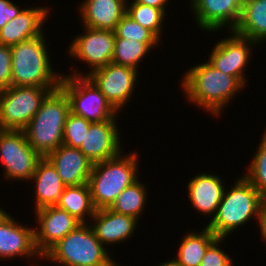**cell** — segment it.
<instances>
[{
    "label": "cell",
    "mask_w": 266,
    "mask_h": 266,
    "mask_svg": "<svg viewBox=\"0 0 266 266\" xmlns=\"http://www.w3.org/2000/svg\"><path fill=\"white\" fill-rule=\"evenodd\" d=\"M205 62L185 72L181 87L189 103L218 117L245 86L235 76L227 75L208 61Z\"/></svg>",
    "instance_id": "1"
},
{
    "label": "cell",
    "mask_w": 266,
    "mask_h": 266,
    "mask_svg": "<svg viewBox=\"0 0 266 266\" xmlns=\"http://www.w3.org/2000/svg\"><path fill=\"white\" fill-rule=\"evenodd\" d=\"M45 38L43 32L11 46V86L60 87L63 75L51 67Z\"/></svg>",
    "instance_id": "2"
},
{
    "label": "cell",
    "mask_w": 266,
    "mask_h": 266,
    "mask_svg": "<svg viewBox=\"0 0 266 266\" xmlns=\"http://www.w3.org/2000/svg\"><path fill=\"white\" fill-rule=\"evenodd\" d=\"M70 112L69 98L59 87L46 97L24 129L28 143L41 157H47L63 144L64 126Z\"/></svg>",
    "instance_id": "3"
},
{
    "label": "cell",
    "mask_w": 266,
    "mask_h": 266,
    "mask_svg": "<svg viewBox=\"0 0 266 266\" xmlns=\"http://www.w3.org/2000/svg\"><path fill=\"white\" fill-rule=\"evenodd\" d=\"M92 165L89 187L95 208H109L115 199L139 178L138 153L122 154ZM122 155V156H121Z\"/></svg>",
    "instance_id": "4"
},
{
    "label": "cell",
    "mask_w": 266,
    "mask_h": 266,
    "mask_svg": "<svg viewBox=\"0 0 266 266\" xmlns=\"http://www.w3.org/2000/svg\"><path fill=\"white\" fill-rule=\"evenodd\" d=\"M234 184L229 191L224 190L217 213L207 224V227L219 238H226L254 216L259 222L264 198L244 175Z\"/></svg>",
    "instance_id": "5"
},
{
    "label": "cell",
    "mask_w": 266,
    "mask_h": 266,
    "mask_svg": "<svg viewBox=\"0 0 266 266\" xmlns=\"http://www.w3.org/2000/svg\"><path fill=\"white\" fill-rule=\"evenodd\" d=\"M110 256L90 224L81 223L40 259L63 266H119Z\"/></svg>",
    "instance_id": "6"
},
{
    "label": "cell",
    "mask_w": 266,
    "mask_h": 266,
    "mask_svg": "<svg viewBox=\"0 0 266 266\" xmlns=\"http://www.w3.org/2000/svg\"><path fill=\"white\" fill-rule=\"evenodd\" d=\"M60 88L69 98L70 111L91 123L119 117L118 112L88 76L63 75Z\"/></svg>",
    "instance_id": "7"
},
{
    "label": "cell",
    "mask_w": 266,
    "mask_h": 266,
    "mask_svg": "<svg viewBox=\"0 0 266 266\" xmlns=\"http://www.w3.org/2000/svg\"><path fill=\"white\" fill-rule=\"evenodd\" d=\"M59 87L10 86L0 91V126L24 130L46 97Z\"/></svg>",
    "instance_id": "8"
},
{
    "label": "cell",
    "mask_w": 266,
    "mask_h": 266,
    "mask_svg": "<svg viewBox=\"0 0 266 266\" xmlns=\"http://www.w3.org/2000/svg\"><path fill=\"white\" fill-rule=\"evenodd\" d=\"M0 160L7 180H31L42 158L28 143L24 130L0 131Z\"/></svg>",
    "instance_id": "9"
},
{
    "label": "cell",
    "mask_w": 266,
    "mask_h": 266,
    "mask_svg": "<svg viewBox=\"0 0 266 266\" xmlns=\"http://www.w3.org/2000/svg\"><path fill=\"white\" fill-rule=\"evenodd\" d=\"M84 31L81 35H77L72 40L69 47L70 56L79 61H83L90 66L89 71L84 75L81 72L69 75L74 76H88L94 70L105 67L112 61L114 54V46L116 34L115 31L94 29L90 27H83Z\"/></svg>",
    "instance_id": "10"
},
{
    "label": "cell",
    "mask_w": 266,
    "mask_h": 266,
    "mask_svg": "<svg viewBox=\"0 0 266 266\" xmlns=\"http://www.w3.org/2000/svg\"><path fill=\"white\" fill-rule=\"evenodd\" d=\"M138 72L139 70L110 62L105 67L94 70L88 77L118 112L134 95Z\"/></svg>",
    "instance_id": "11"
},
{
    "label": "cell",
    "mask_w": 266,
    "mask_h": 266,
    "mask_svg": "<svg viewBox=\"0 0 266 266\" xmlns=\"http://www.w3.org/2000/svg\"><path fill=\"white\" fill-rule=\"evenodd\" d=\"M229 33L232 35L228 36L230 38H223L212 48L208 62L217 70L235 76L245 86L247 82L245 69L250 64L252 47L258 44L234 31H229Z\"/></svg>",
    "instance_id": "12"
},
{
    "label": "cell",
    "mask_w": 266,
    "mask_h": 266,
    "mask_svg": "<svg viewBox=\"0 0 266 266\" xmlns=\"http://www.w3.org/2000/svg\"><path fill=\"white\" fill-rule=\"evenodd\" d=\"M35 214L39 224L38 229H34L35 246L41 256L81 224L74 216L57 205L40 208Z\"/></svg>",
    "instance_id": "13"
},
{
    "label": "cell",
    "mask_w": 266,
    "mask_h": 266,
    "mask_svg": "<svg viewBox=\"0 0 266 266\" xmlns=\"http://www.w3.org/2000/svg\"><path fill=\"white\" fill-rule=\"evenodd\" d=\"M243 3L244 0H191L189 4L198 27L203 31L216 32L228 25V31H234Z\"/></svg>",
    "instance_id": "14"
},
{
    "label": "cell",
    "mask_w": 266,
    "mask_h": 266,
    "mask_svg": "<svg viewBox=\"0 0 266 266\" xmlns=\"http://www.w3.org/2000/svg\"><path fill=\"white\" fill-rule=\"evenodd\" d=\"M117 118L90 124L79 149L93 164L115 157L122 152Z\"/></svg>",
    "instance_id": "15"
},
{
    "label": "cell",
    "mask_w": 266,
    "mask_h": 266,
    "mask_svg": "<svg viewBox=\"0 0 266 266\" xmlns=\"http://www.w3.org/2000/svg\"><path fill=\"white\" fill-rule=\"evenodd\" d=\"M35 228L25 227L7 214L0 220V258L42 257L35 246Z\"/></svg>",
    "instance_id": "16"
},
{
    "label": "cell",
    "mask_w": 266,
    "mask_h": 266,
    "mask_svg": "<svg viewBox=\"0 0 266 266\" xmlns=\"http://www.w3.org/2000/svg\"><path fill=\"white\" fill-rule=\"evenodd\" d=\"M49 8L34 7L23 10L0 29V44L13 46L43 33Z\"/></svg>",
    "instance_id": "17"
},
{
    "label": "cell",
    "mask_w": 266,
    "mask_h": 266,
    "mask_svg": "<svg viewBox=\"0 0 266 266\" xmlns=\"http://www.w3.org/2000/svg\"><path fill=\"white\" fill-rule=\"evenodd\" d=\"M47 158L66 186L88 183L93 163L79 149L60 145Z\"/></svg>",
    "instance_id": "18"
},
{
    "label": "cell",
    "mask_w": 266,
    "mask_h": 266,
    "mask_svg": "<svg viewBox=\"0 0 266 266\" xmlns=\"http://www.w3.org/2000/svg\"><path fill=\"white\" fill-rule=\"evenodd\" d=\"M91 219L90 222L94 221V224L90 223V226L104 246L122 243L133 236L138 222L134 217L116 213L109 208L96 210Z\"/></svg>",
    "instance_id": "19"
},
{
    "label": "cell",
    "mask_w": 266,
    "mask_h": 266,
    "mask_svg": "<svg viewBox=\"0 0 266 266\" xmlns=\"http://www.w3.org/2000/svg\"><path fill=\"white\" fill-rule=\"evenodd\" d=\"M221 178L211 173H201L196 175L188 183V197L191 205L199 213L215 217L218 206L222 200L225 190Z\"/></svg>",
    "instance_id": "20"
},
{
    "label": "cell",
    "mask_w": 266,
    "mask_h": 266,
    "mask_svg": "<svg viewBox=\"0 0 266 266\" xmlns=\"http://www.w3.org/2000/svg\"><path fill=\"white\" fill-rule=\"evenodd\" d=\"M127 0H84L80 4L82 25L94 29L115 31L126 14Z\"/></svg>",
    "instance_id": "21"
},
{
    "label": "cell",
    "mask_w": 266,
    "mask_h": 266,
    "mask_svg": "<svg viewBox=\"0 0 266 266\" xmlns=\"http://www.w3.org/2000/svg\"><path fill=\"white\" fill-rule=\"evenodd\" d=\"M35 189V210L59 203L66 185L47 157H42L37 163L35 172L31 177Z\"/></svg>",
    "instance_id": "22"
},
{
    "label": "cell",
    "mask_w": 266,
    "mask_h": 266,
    "mask_svg": "<svg viewBox=\"0 0 266 266\" xmlns=\"http://www.w3.org/2000/svg\"><path fill=\"white\" fill-rule=\"evenodd\" d=\"M234 32L257 44L266 41V0H244Z\"/></svg>",
    "instance_id": "23"
},
{
    "label": "cell",
    "mask_w": 266,
    "mask_h": 266,
    "mask_svg": "<svg viewBox=\"0 0 266 266\" xmlns=\"http://www.w3.org/2000/svg\"><path fill=\"white\" fill-rule=\"evenodd\" d=\"M57 206L66 210L81 223H87V218H92L97 210L93 204L88 183L66 186Z\"/></svg>",
    "instance_id": "24"
},
{
    "label": "cell",
    "mask_w": 266,
    "mask_h": 266,
    "mask_svg": "<svg viewBox=\"0 0 266 266\" xmlns=\"http://www.w3.org/2000/svg\"><path fill=\"white\" fill-rule=\"evenodd\" d=\"M217 238L207 226L201 232L190 231L182 238L176 261L182 266H199L208 247Z\"/></svg>",
    "instance_id": "25"
},
{
    "label": "cell",
    "mask_w": 266,
    "mask_h": 266,
    "mask_svg": "<svg viewBox=\"0 0 266 266\" xmlns=\"http://www.w3.org/2000/svg\"><path fill=\"white\" fill-rule=\"evenodd\" d=\"M137 179L115 199L109 207L112 211L134 217L139 220L143 214L147 200L146 185Z\"/></svg>",
    "instance_id": "26"
},
{
    "label": "cell",
    "mask_w": 266,
    "mask_h": 266,
    "mask_svg": "<svg viewBox=\"0 0 266 266\" xmlns=\"http://www.w3.org/2000/svg\"><path fill=\"white\" fill-rule=\"evenodd\" d=\"M158 44L116 38L111 62L138 70V65L142 62L143 57L145 58L148 55L147 53H150V50Z\"/></svg>",
    "instance_id": "27"
},
{
    "label": "cell",
    "mask_w": 266,
    "mask_h": 266,
    "mask_svg": "<svg viewBox=\"0 0 266 266\" xmlns=\"http://www.w3.org/2000/svg\"><path fill=\"white\" fill-rule=\"evenodd\" d=\"M126 1V14L142 27L150 30L159 40L162 35L163 21L166 17L165 9L155 8L145 4L136 3L134 0L130 4Z\"/></svg>",
    "instance_id": "28"
},
{
    "label": "cell",
    "mask_w": 266,
    "mask_h": 266,
    "mask_svg": "<svg viewBox=\"0 0 266 266\" xmlns=\"http://www.w3.org/2000/svg\"><path fill=\"white\" fill-rule=\"evenodd\" d=\"M256 154L248 166L245 178L260 192L266 199V135H262Z\"/></svg>",
    "instance_id": "29"
},
{
    "label": "cell",
    "mask_w": 266,
    "mask_h": 266,
    "mask_svg": "<svg viewBox=\"0 0 266 266\" xmlns=\"http://www.w3.org/2000/svg\"><path fill=\"white\" fill-rule=\"evenodd\" d=\"M116 38L137 40L143 43H159V40L150 30L142 27L128 14H125L115 29Z\"/></svg>",
    "instance_id": "30"
},
{
    "label": "cell",
    "mask_w": 266,
    "mask_h": 266,
    "mask_svg": "<svg viewBox=\"0 0 266 266\" xmlns=\"http://www.w3.org/2000/svg\"><path fill=\"white\" fill-rule=\"evenodd\" d=\"M91 122L70 112L66 119L63 132V144L79 148L84 140Z\"/></svg>",
    "instance_id": "31"
},
{
    "label": "cell",
    "mask_w": 266,
    "mask_h": 266,
    "mask_svg": "<svg viewBox=\"0 0 266 266\" xmlns=\"http://www.w3.org/2000/svg\"><path fill=\"white\" fill-rule=\"evenodd\" d=\"M225 238H217L207 249L199 266H234L227 252L219 248ZM220 243V244H219Z\"/></svg>",
    "instance_id": "32"
},
{
    "label": "cell",
    "mask_w": 266,
    "mask_h": 266,
    "mask_svg": "<svg viewBox=\"0 0 266 266\" xmlns=\"http://www.w3.org/2000/svg\"><path fill=\"white\" fill-rule=\"evenodd\" d=\"M11 46L0 44V91L11 86Z\"/></svg>",
    "instance_id": "33"
},
{
    "label": "cell",
    "mask_w": 266,
    "mask_h": 266,
    "mask_svg": "<svg viewBox=\"0 0 266 266\" xmlns=\"http://www.w3.org/2000/svg\"><path fill=\"white\" fill-rule=\"evenodd\" d=\"M13 3L11 0H0V29L23 10Z\"/></svg>",
    "instance_id": "34"
},
{
    "label": "cell",
    "mask_w": 266,
    "mask_h": 266,
    "mask_svg": "<svg viewBox=\"0 0 266 266\" xmlns=\"http://www.w3.org/2000/svg\"><path fill=\"white\" fill-rule=\"evenodd\" d=\"M258 224L261 231V238L264 239L266 244V199H264L262 202Z\"/></svg>",
    "instance_id": "35"
},
{
    "label": "cell",
    "mask_w": 266,
    "mask_h": 266,
    "mask_svg": "<svg viewBox=\"0 0 266 266\" xmlns=\"http://www.w3.org/2000/svg\"><path fill=\"white\" fill-rule=\"evenodd\" d=\"M136 3L149 5L159 9H165L170 0H134Z\"/></svg>",
    "instance_id": "36"
},
{
    "label": "cell",
    "mask_w": 266,
    "mask_h": 266,
    "mask_svg": "<svg viewBox=\"0 0 266 266\" xmlns=\"http://www.w3.org/2000/svg\"><path fill=\"white\" fill-rule=\"evenodd\" d=\"M158 266H182V265H180V264L176 261V259L173 258V259H171V260H169V261H166V262L163 261V263H160V265H158Z\"/></svg>",
    "instance_id": "37"
},
{
    "label": "cell",
    "mask_w": 266,
    "mask_h": 266,
    "mask_svg": "<svg viewBox=\"0 0 266 266\" xmlns=\"http://www.w3.org/2000/svg\"><path fill=\"white\" fill-rule=\"evenodd\" d=\"M5 211L6 210L1 209L0 207V220L8 214V212H5Z\"/></svg>",
    "instance_id": "38"
}]
</instances>
